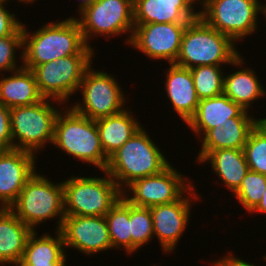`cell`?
<instances>
[{
	"label": "cell",
	"instance_id": "obj_9",
	"mask_svg": "<svg viewBox=\"0 0 266 266\" xmlns=\"http://www.w3.org/2000/svg\"><path fill=\"white\" fill-rule=\"evenodd\" d=\"M94 55H70L35 66L32 69L40 94L62 104L69 101L80 87L85 71L93 64Z\"/></svg>",
	"mask_w": 266,
	"mask_h": 266
},
{
	"label": "cell",
	"instance_id": "obj_5",
	"mask_svg": "<svg viewBox=\"0 0 266 266\" xmlns=\"http://www.w3.org/2000/svg\"><path fill=\"white\" fill-rule=\"evenodd\" d=\"M9 209L33 231L53 217L59 220L55 230H60L65 216L63 183H52L35 172Z\"/></svg>",
	"mask_w": 266,
	"mask_h": 266
},
{
	"label": "cell",
	"instance_id": "obj_21",
	"mask_svg": "<svg viewBox=\"0 0 266 266\" xmlns=\"http://www.w3.org/2000/svg\"><path fill=\"white\" fill-rule=\"evenodd\" d=\"M32 232L9 208H0V265L19 264Z\"/></svg>",
	"mask_w": 266,
	"mask_h": 266
},
{
	"label": "cell",
	"instance_id": "obj_19",
	"mask_svg": "<svg viewBox=\"0 0 266 266\" xmlns=\"http://www.w3.org/2000/svg\"><path fill=\"white\" fill-rule=\"evenodd\" d=\"M249 111L233 102L226 95L201 99L195 114L186 123L193 133L203 137L209 130L233 117H252Z\"/></svg>",
	"mask_w": 266,
	"mask_h": 266
},
{
	"label": "cell",
	"instance_id": "obj_24",
	"mask_svg": "<svg viewBox=\"0 0 266 266\" xmlns=\"http://www.w3.org/2000/svg\"><path fill=\"white\" fill-rule=\"evenodd\" d=\"M133 116L130 110L125 108L117 114L95 120L101 146L107 158L116 152L142 127L139 120Z\"/></svg>",
	"mask_w": 266,
	"mask_h": 266
},
{
	"label": "cell",
	"instance_id": "obj_1",
	"mask_svg": "<svg viewBox=\"0 0 266 266\" xmlns=\"http://www.w3.org/2000/svg\"><path fill=\"white\" fill-rule=\"evenodd\" d=\"M23 50L21 65L27 69L70 55H93L92 46L84 40L76 17L48 22L30 34L22 23Z\"/></svg>",
	"mask_w": 266,
	"mask_h": 266
},
{
	"label": "cell",
	"instance_id": "obj_35",
	"mask_svg": "<svg viewBox=\"0 0 266 266\" xmlns=\"http://www.w3.org/2000/svg\"><path fill=\"white\" fill-rule=\"evenodd\" d=\"M212 266H256L253 263H249L244 259L237 258L235 255L227 254L222 259L212 262Z\"/></svg>",
	"mask_w": 266,
	"mask_h": 266
},
{
	"label": "cell",
	"instance_id": "obj_2",
	"mask_svg": "<svg viewBox=\"0 0 266 266\" xmlns=\"http://www.w3.org/2000/svg\"><path fill=\"white\" fill-rule=\"evenodd\" d=\"M234 43L229 36L215 30L199 16L187 24L174 64L188 69L223 64L241 67L244 57Z\"/></svg>",
	"mask_w": 266,
	"mask_h": 266
},
{
	"label": "cell",
	"instance_id": "obj_27",
	"mask_svg": "<svg viewBox=\"0 0 266 266\" xmlns=\"http://www.w3.org/2000/svg\"><path fill=\"white\" fill-rule=\"evenodd\" d=\"M107 222L112 248H123L132 255L130 228V203L122 196L104 216Z\"/></svg>",
	"mask_w": 266,
	"mask_h": 266
},
{
	"label": "cell",
	"instance_id": "obj_15",
	"mask_svg": "<svg viewBox=\"0 0 266 266\" xmlns=\"http://www.w3.org/2000/svg\"><path fill=\"white\" fill-rule=\"evenodd\" d=\"M60 231L65 249L74 248L88 256L113 249L104 216L65 215Z\"/></svg>",
	"mask_w": 266,
	"mask_h": 266
},
{
	"label": "cell",
	"instance_id": "obj_3",
	"mask_svg": "<svg viewBox=\"0 0 266 266\" xmlns=\"http://www.w3.org/2000/svg\"><path fill=\"white\" fill-rule=\"evenodd\" d=\"M166 158L142 126L108 158L104 171L124 191L136 179L161 173L171 164Z\"/></svg>",
	"mask_w": 266,
	"mask_h": 266
},
{
	"label": "cell",
	"instance_id": "obj_20",
	"mask_svg": "<svg viewBox=\"0 0 266 266\" xmlns=\"http://www.w3.org/2000/svg\"><path fill=\"white\" fill-rule=\"evenodd\" d=\"M165 73V90L177 115L187 123L195 114L200 99L197 96L191 70L171 63Z\"/></svg>",
	"mask_w": 266,
	"mask_h": 266
},
{
	"label": "cell",
	"instance_id": "obj_11",
	"mask_svg": "<svg viewBox=\"0 0 266 266\" xmlns=\"http://www.w3.org/2000/svg\"><path fill=\"white\" fill-rule=\"evenodd\" d=\"M78 91H81L83 103L76 101L70 107L92 120L117 114L126 108L127 99L116 78L92 69V65L85 71Z\"/></svg>",
	"mask_w": 266,
	"mask_h": 266
},
{
	"label": "cell",
	"instance_id": "obj_17",
	"mask_svg": "<svg viewBox=\"0 0 266 266\" xmlns=\"http://www.w3.org/2000/svg\"><path fill=\"white\" fill-rule=\"evenodd\" d=\"M199 1L133 0L134 24L189 23L199 17V11L193 6Z\"/></svg>",
	"mask_w": 266,
	"mask_h": 266
},
{
	"label": "cell",
	"instance_id": "obj_8",
	"mask_svg": "<svg viewBox=\"0 0 266 266\" xmlns=\"http://www.w3.org/2000/svg\"><path fill=\"white\" fill-rule=\"evenodd\" d=\"M199 4V16L235 44L258 30L257 18L262 13L259 0H200Z\"/></svg>",
	"mask_w": 266,
	"mask_h": 266
},
{
	"label": "cell",
	"instance_id": "obj_32",
	"mask_svg": "<svg viewBox=\"0 0 266 266\" xmlns=\"http://www.w3.org/2000/svg\"><path fill=\"white\" fill-rule=\"evenodd\" d=\"M20 48L23 50V32L22 25L12 34L6 37L0 38V76L3 71L12 72L23 66H19L16 50Z\"/></svg>",
	"mask_w": 266,
	"mask_h": 266
},
{
	"label": "cell",
	"instance_id": "obj_33",
	"mask_svg": "<svg viewBox=\"0 0 266 266\" xmlns=\"http://www.w3.org/2000/svg\"><path fill=\"white\" fill-rule=\"evenodd\" d=\"M6 1H0V38L12 35L23 22L15 18L16 14L8 11Z\"/></svg>",
	"mask_w": 266,
	"mask_h": 266
},
{
	"label": "cell",
	"instance_id": "obj_10",
	"mask_svg": "<svg viewBox=\"0 0 266 266\" xmlns=\"http://www.w3.org/2000/svg\"><path fill=\"white\" fill-rule=\"evenodd\" d=\"M78 14L76 20L88 46L92 35L110 38L129 33L125 43H130L135 26L133 0H95Z\"/></svg>",
	"mask_w": 266,
	"mask_h": 266
},
{
	"label": "cell",
	"instance_id": "obj_6",
	"mask_svg": "<svg viewBox=\"0 0 266 266\" xmlns=\"http://www.w3.org/2000/svg\"><path fill=\"white\" fill-rule=\"evenodd\" d=\"M103 177H74L63 181L64 212L73 216H105L123 193L106 171Z\"/></svg>",
	"mask_w": 266,
	"mask_h": 266
},
{
	"label": "cell",
	"instance_id": "obj_12",
	"mask_svg": "<svg viewBox=\"0 0 266 266\" xmlns=\"http://www.w3.org/2000/svg\"><path fill=\"white\" fill-rule=\"evenodd\" d=\"M173 167L170 164L159 174L136 179L122 191V196L131 205L146 208L179 200L193 185L191 179Z\"/></svg>",
	"mask_w": 266,
	"mask_h": 266
},
{
	"label": "cell",
	"instance_id": "obj_38",
	"mask_svg": "<svg viewBox=\"0 0 266 266\" xmlns=\"http://www.w3.org/2000/svg\"><path fill=\"white\" fill-rule=\"evenodd\" d=\"M258 123L266 130V118H259Z\"/></svg>",
	"mask_w": 266,
	"mask_h": 266
},
{
	"label": "cell",
	"instance_id": "obj_37",
	"mask_svg": "<svg viewBox=\"0 0 266 266\" xmlns=\"http://www.w3.org/2000/svg\"><path fill=\"white\" fill-rule=\"evenodd\" d=\"M95 0H81L78 5V12H82L85 8H87L89 5H91Z\"/></svg>",
	"mask_w": 266,
	"mask_h": 266
},
{
	"label": "cell",
	"instance_id": "obj_28",
	"mask_svg": "<svg viewBox=\"0 0 266 266\" xmlns=\"http://www.w3.org/2000/svg\"><path fill=\"white\" fill-rule=\"evenodd\" d=\"M198 98L205 99L223 94L222 65H203L190 69Z\"/></svg>",
	"mask_w": 266,
	"mask_h": 266
},
{
	"label": "cell",
	"instance_id": "obj_31",
	"mask_svg": "<svg viewBox=\"0 0 266 266\" xmlns=\"http://www.w3.org/2000/svg\"><path fill=\"white\" fill-rule=\"evenodd\" d=\"M243 150L249 170L266 175V130L259 123L251 130Z\"/></svg>",
	"mask_w": 266,
	"mask_h": 266
},
{
	"label": "cell",
	"instance_id": "obj_18",
	"mask_svg": "<svg viewBox=\"0 0 266 266\" xmlns=\"http://www.w3.org/2000/svg\"><path fill=\"white\" fill-rule=\"evenodd\" d=\"M258 118L233 117L209 130L201 139L198 153L199 162L209 151L219 149H244L251 130L257 125Z\"/></svg>",
	"mask_w": 266,
	"mask_h": 266
},
{
	"label": "cell",
	"instance_id": "obj_26",
	"mask_svg": "<svg viewBox=\"0 0 266 266\" xmlns=\"http://www.w3.org/2000/svg\"><path fill=\"white\" fill-rule=\"evenodd\" d=\"M265 90L251 67L224 75L223 94L246 111L251 109L255 100L266 96Z\"/></svg>",
	"mask_w": 266,
	"mask_h": 266
},
{
	"label": "cell",
	"instance_id": "obj_34",
	"mask_svg": "<svg viewBox=\"0 0 266 266\" xmlns=\"http://www.w3.org/2000/svg\"><path fill=\"white\" fill-rule=\"evenodd\" d=\"M12 149L10 108L0 103V150Z\"/></svg>",
	"mask_w": 266,
	"mask_h": 266
},
{
	"label": "cell",
	"instance_id": "obj_22",
	"mask_svg": "<svg viewBox=\"0 0 266 266\" xmlns=\"http://www.w3.org/2000/svg\"><path fill=\"white\" fill-rule=\"evenodd\" d=\"M0 78V103L7 108L31 105L44 99L31 69L21 67Z\"/></svg>",
	"mask_w": 266,
	"mask_h": 266
},
{
	"label": "cell",
	"instance_id": "obj_29",
	"mask_svg": "<svg viewBox=\"0 0 266 266\" xmlns=\"http://www.w3.org/2000/svg\"><path fill=\"white\" fill-rule=\"evenodd\" d=\"M130 228L132 236V254L141 249L154 237L153 219L150 208L130 204Z\"/></svg>",
	"mask_w": 266,
	"mask_h": 266
},
{
	"label": "cell",
	"instance_id": "obj_40",
	"mask_svg": "<svg viewBox=\"0 0 266 266\" xmlns=\"http://www.w3.org/2000/svg\"><path fill=\"white\" fill-rule=\"evenodd\" d=\"M6 1H9V0H6ZM20 3H23L24 2V4L25 3H30V4H33V1L35 2L36 0H18Z\"/></svg>",
	"mask_w": 266,
	"mask_h": 266
},
{
	"label": "cell",
	"instance_id": "obj_14",
	"mask_svg": "<svg viewBox=\"0 0 266 266\" xmlns=\"http://www.w3.org/2000/svg\"><path fill=\"white\" fill-rule=\"evenodd\" d=\"M194 187L193 185L186 192L188 196L184 194L175 202L150 207L154 236H157L164 254L165 252L172 253L176 249L178 240L186 231L191 216V206H193L191 202L200 199V195L193 191Z\"/></svg>",
	"mask_w": 266,
	"mask_h": 266
},
{
	"label": "cell",
	"instance_id": "obj_25",
	"mask_svg": "<svg viewBox=\"0 0 266 266\" xmlns=\"http://www.w3.org/2000/svg\"><path fill=\"white\" fill-rule=\"evenodd\" d=\"M55 237L46 233L38 237L36 230L33 231L28 237L23 256L17 266H42L49 265V263H66L67 255L60 230H56Z\"/></svg>",
	"mask_w": 266,
	"mask_h": 266
},
{
	"label": "cell",
	"instance_id": "obj_23",
	"mask_svg": "<svg viewBox=\"0 0 266 266\" xmlns=\"http://www.w3.org/2000/svg\"><path fill=\"white\" fill-rule=\"evenodd\" d=\"M209 163L211 170L219 177L224 186L234 193L239 186L249 167L243 149H219L209 151L199 163Z\"/></svg>",
	"mask_w": 266,
	"mask_h": 266
},
{
	"label": "cell",
	"instance_id": "obj_36",
	"mask_svg": "<svg viewBox=\"0 0 266 266\" xmlns=\"http://www.w3.org/2000/svg\"><path fill=\"white\" fill-rule=\"evenodd\" d=\"M259 213L260 212V214L261 213H266V187H265V192L263 193V195H262V198H261V201H260V203L258 204V206L251 212V214L252 213Z\"/></svg>",
	"mask_w": 266,
	"mask_h": 266
},
{
	"label": "cell",
	"instance_id": "obj_7",
	"mask_svg": "<svg viewBox=\"0 0 266 266\" xmlns=\"http://www.w3.org/2000/svg\"><path fill=\"white\" fill-rule=\"evenodd\" d=\"M54 101L63 105L44 98L38 103L10 108L12 148L36 155L46 143H53L55 119L60 111L52 105Z\"/></svg>",
	"mask_w": 266,
	"mask_h": 266
},
{
	"label": "cell",
	"instance_id": "obj_13",
	"mask_svg": "<svg viewBox=\"0 0 266 266\" xmlns=\"http://www.w3.org/2000/svg\"><path fill=\"white\" fill-rule=\"evenodd\" d=\"M188 23L135 24L130 45L152 60L175 63Z\"/></svg>",
	"mask_w": 266,
	"mask_h": 266
},
{
	"label": "cell",
	"instance_id": "obj_41",
	"mask_svg": "<svg viewBox=\"0 0 266 266\" xmlns=\"http://www.w3.org/2000/svg\"><path fill=\"white\" fill-rule=\"evenodd\" d=\"M262 15L264 14L265 16V19H266V5L265 4H262Z\"/></svg>",
	"mask_w": 266,
	"mask_h": 266
},
{
	"label": "cell",
	"instance_id": "obj_39",
	"mask_svg": "<svg viewBox=\"0 0 266 266\" xmlns=\"http://www.w3.org/2000/svg\"><path fill=\"white\" fill-rule=\"evenodd\" d=\"M42 266H66V263H49V265H42Z\"/></svg>",
	"mask_w": 266,
	"mask_h": 266
},
{
	"label": "cell",
	"instance_id": "obj_4",
	"mask_svg": "<svg viewBox=\"0 0 266 266\" xmlns=\"http://www.w3.org/2000/svg\"><path fill=\"white\" fill-rule=\"evenodd\" d=\"M67 108L57 114L52 144L74 159L104 171L108 158L101 146L96 121L79 114L72 107Z\"/></svg>",
	"mask_w": 266,
	"mask_h": 266
},
{
	"label": "cell",
	"instance_id": "obj_30",
	"mask_svg": "<svg viewBox=\"0 0 266 266\" xmlns=\"http://www.w3.org/2000/svg\"><path fill=\"white\" fill-rule=\"evenodd\" d=\"M265 187L266 175L249 170L233 195L251 213L260 203Z\"/></svg>",
	"mask_w": 266,
	"mask_h": 266
},
{
	"label": "cell",
	"instance_id": "obj_16",
	"mask_svg": "<svg viewBox=\"0 0 266 266\" xmlns=\"http://www.w3.org/2000/svg\"><path fill=\"white\" fill-rule=\"evenodd\" d=\"M35 157L24 150H0V208H9L36 172Z\"/></svg>",
	"mask_w": 266,
	"mask_h": 266
}]
</instances>
